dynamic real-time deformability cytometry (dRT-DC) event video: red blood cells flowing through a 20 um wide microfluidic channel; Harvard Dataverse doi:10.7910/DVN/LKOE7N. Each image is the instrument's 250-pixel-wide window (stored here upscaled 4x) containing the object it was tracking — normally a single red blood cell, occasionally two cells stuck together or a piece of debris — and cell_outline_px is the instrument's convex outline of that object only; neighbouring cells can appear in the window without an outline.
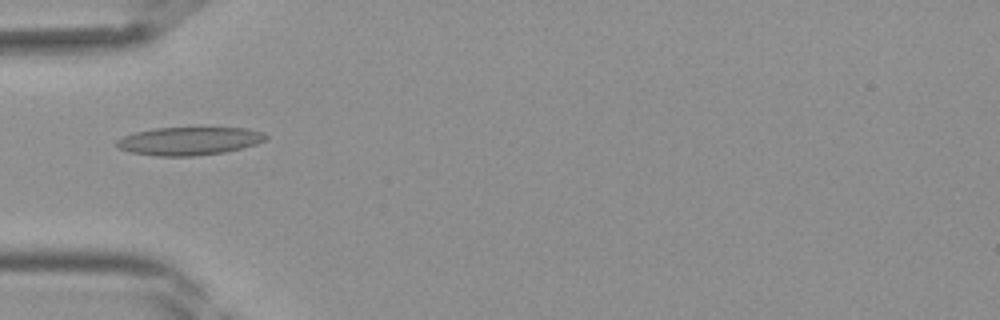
{"species": "Egyptian fruit bat (a non-hibernating species)", "species_latin": "Rousettus aegyptiacus", "temperature_condition": "room temperature", "stored_images_in_passage": 32, "camera_frame_rate_fps": 3000, "um_per_image_px": 0.085, "frame": {"image": 1, "passage_image": 5, "time_ms": 1.333, "image_size_px": [1000, 320], "cell_outline_px": [[268, 136], [264, 140], [256, 144], [224, 152], [196, 156], [156, 156], [128, 152], [116, 148], [116, 140], [124, 136], [136, 132], [152, 128], [248, 128], [264, 132]], "centroid_in_image_um": [16.04, 11.99], "position_along_channel_um": 69.0, "area_um2": 24.51}}
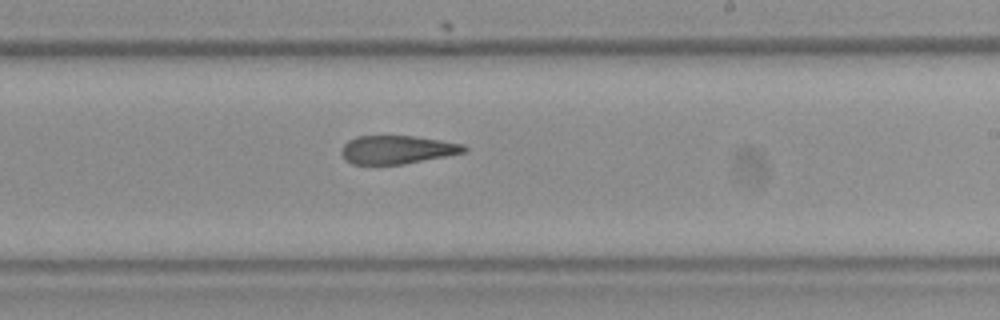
{"frame": {"image": 2, "passage_image": 16, "time_ms": 5.0, "image_size_px": [1000, 320], "cell_outline_px": [[468, 152], [448, 156], [404, 164], [352, 164], [344, 160], [340, 152], [340, 148], [348, 140], [356, 136], [416, 136], [464, 144], [468, 148]], "centroid_in_image_um": [33.76, 12.72], "position_along_channel_um": 255.2, "area_um2": 20.58}}
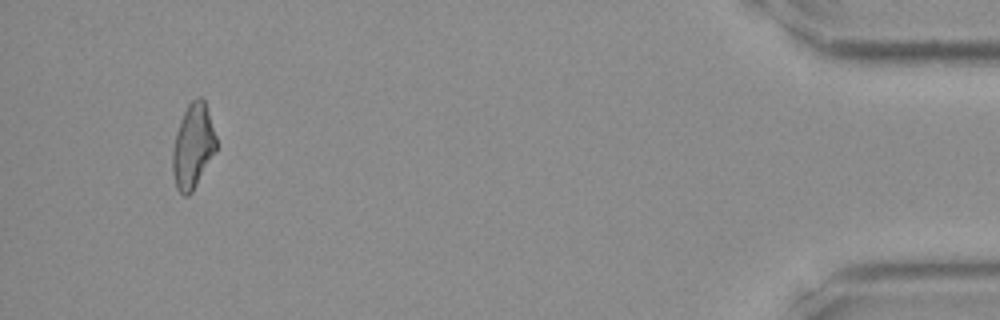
{"frame": {"image": 3, "passage_image": 30, "time_ms": 9.667, "image_size_px": [1000, 320], "cell_outline_px": [[216, 152], [192, 192], [188, 196], [184, 196], [176, 188], [172, 172], [172, 152], [176, 132], [180, 120], [188, 104], [196, 96], [200, 96], [204, 100], [216, 136]], "centroid_in_image_um": [16.39, 12.44], "position_along_channel_um": 418.8, "area_um2": 21.56}}